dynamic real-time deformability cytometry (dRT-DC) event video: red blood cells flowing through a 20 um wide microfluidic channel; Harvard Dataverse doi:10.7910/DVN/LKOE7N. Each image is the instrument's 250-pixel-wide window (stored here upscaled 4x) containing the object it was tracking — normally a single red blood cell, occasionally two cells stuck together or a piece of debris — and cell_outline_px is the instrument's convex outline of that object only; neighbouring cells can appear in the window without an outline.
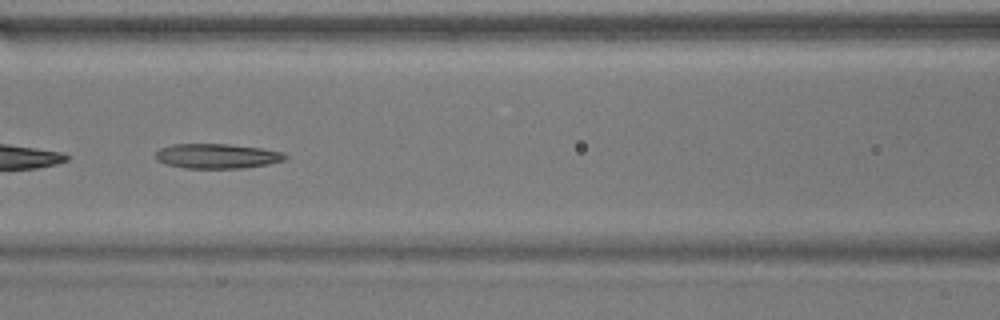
{"species": "common noctule bat (a hibernating species)", "species_latin": "Nyctalus noctula", "temperature_condition": "warm", "stored_images_in_passage": 32, "camera_frame_rate_fps": 3000, "um_per_image_px": 0.085, "animal": {"sex": "male", "body_mass_g": 17.9}, "frame": {"image": 1, "passage_image": 10, "time_ms": 3.0, "image_size_px": [1000, 320], "cell_outline_px": [[288, 156], [284, 160], [268, 164], [244, 168], [184, 168], [168, 164], [156, 160], [156, 152], [160, 148], [172, 144], [228, 144], [260, 148], [284, 152]], "centroid_in_image_um": [18.46, 13.26], "position_along_channel_um": 148.1, "area_um2": 18.67}}
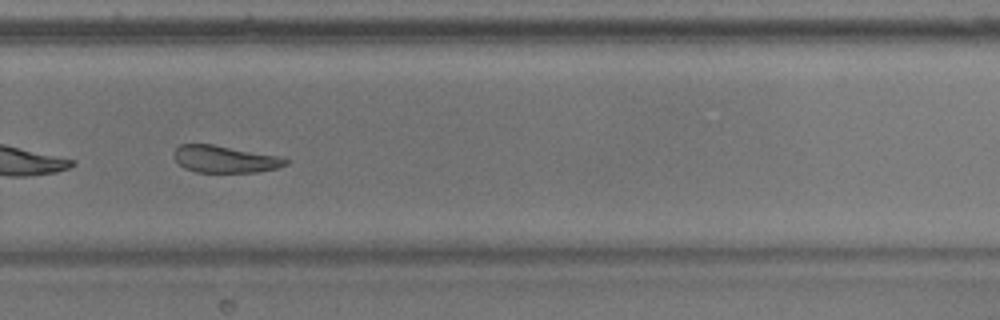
{"frame": {"image": 2, "passage_image": 23, "time_ms": 7.333, "image_size_px": [1000, 320], "cell_outline_px": [[288, 164], [276, 168], [256, 172], [196, 172], [184, 168], [176, 160], [176, 148], [180, 144], [212, 144], [280, 156], [288, 160]], "centroid_in_image_um": [19.14, 13.53], "position_along_channel_um": 310.7, "area_um2": 17.4}, "authors_computed_cell_mechanics": {"area_um2": 18.7561, "velocity_mm_per_s": 3.7652, "shape_relaxation_time_tau1_ms": null, "shape_relaxation_time_tau2_ms": 9.2921, "deformation_change_tau1": null, "deformation_change_tau2": 0.2021}}